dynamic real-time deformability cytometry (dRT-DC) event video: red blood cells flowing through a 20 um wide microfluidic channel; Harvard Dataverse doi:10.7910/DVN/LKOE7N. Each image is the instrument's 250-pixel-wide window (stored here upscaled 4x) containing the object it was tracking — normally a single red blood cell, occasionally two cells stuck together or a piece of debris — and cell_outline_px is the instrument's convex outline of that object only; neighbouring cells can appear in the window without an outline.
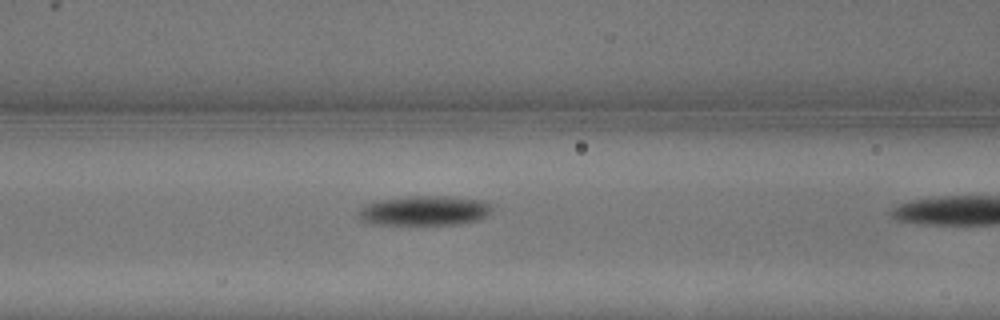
{"species": "common noctule bat (a hibernating species)", "species_latin": "Nyctalus noctula", "temperature_condition": "warm", "stored_images_in_passage": 9, "camera_frame_rate_fps": 3000, "um_per_image_px": 0.085, "animal": {"sex": "male", "body_mass_g": 13.3}, "frame": {"image": 1, "passage_image": 8, "time_ms": 2.333, "image_size_px": [1000, 320], "cell_outline_px": [[496, 204], [492, 212], [488, 216], [480, 220], [456, 224], [372, 224], [360, 220], [356, 212], [364, 204], [380, 200], [408, 196], [444, 196], [484, 200]], "centroid_in_image_um": [36.14, 17.9], "position_along_channel_um": 130.5, "area_um2": 23.58}}